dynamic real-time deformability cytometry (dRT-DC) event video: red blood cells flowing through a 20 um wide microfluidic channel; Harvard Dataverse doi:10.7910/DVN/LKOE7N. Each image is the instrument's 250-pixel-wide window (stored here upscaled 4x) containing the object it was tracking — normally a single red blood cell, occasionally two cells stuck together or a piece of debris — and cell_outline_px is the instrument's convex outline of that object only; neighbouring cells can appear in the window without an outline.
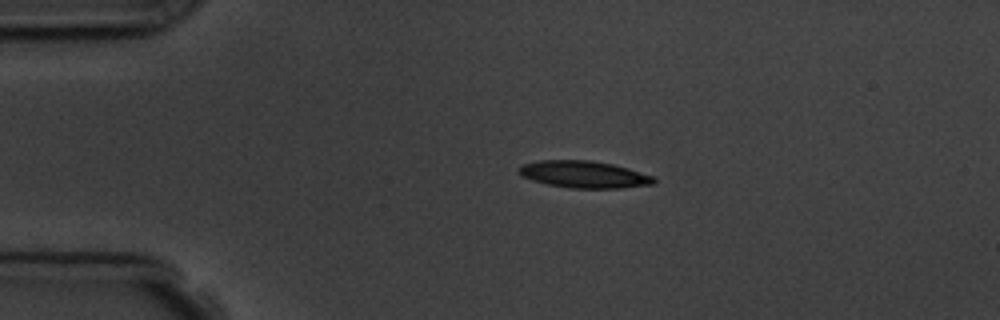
{"species": "common noctule bat (a hibernating species)", "species_latin": "Nyctalus noctula", "temperature_condition": "room temperature", "stored_images_in_passage": 4, "camera_frame_rate_fps": 3000, "um_per_image_px": 0.085, "animal": {"sex": "male", "body_mass_g": 19.5, "forearm_length_mm": 54.6}, "frame": {"image": 1, "passage_image": 3, "time_ms": 2.333, "image_size_px": [1000, 320], "cell_outline_px": [[656, 180], [652, 184], [620, 188], [568, 188], [548, 184], [532, 180], [520, 176], [520, 168], [524, 164], [540, 160], [588, 160], [612, 164], [628, 168], [656, 176]], "centroid_in_image_um": [49.67, 14.83], "position_along_channel_um": 35.3, "area_um2": 21.15}}